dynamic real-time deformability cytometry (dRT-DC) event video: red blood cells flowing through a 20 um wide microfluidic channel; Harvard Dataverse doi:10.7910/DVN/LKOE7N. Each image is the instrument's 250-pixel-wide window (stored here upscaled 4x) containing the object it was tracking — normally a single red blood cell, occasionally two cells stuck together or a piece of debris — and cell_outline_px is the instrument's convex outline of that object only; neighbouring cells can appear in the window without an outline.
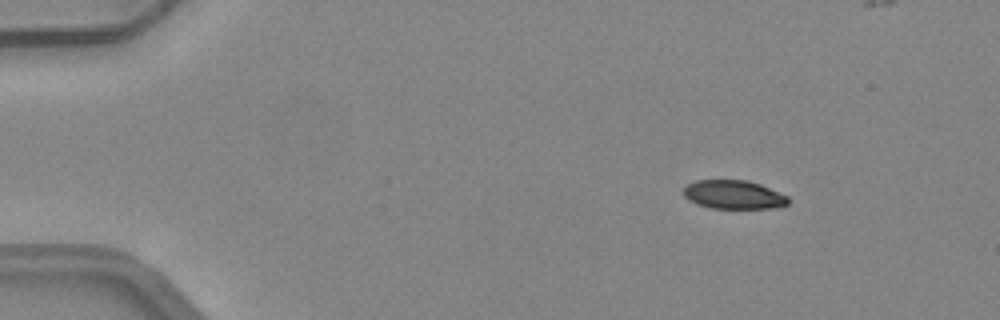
{"species": "common noctule bat (a hibernating species)", "species_latin": "Nyctalus noctula", "temperature_condition": "warm", "stored_images_in_passage": 5, "camera_frame_rate_fps": 3000, "um_per_image_px": 0.085, "animal": {"sex": "female", "body_mass_g": 24.6, "forearm_length_mm": 56.2}, "frame": {"image": 1, "passage_image": 1, "time_ms": 0.0, "image_size_px": [1000, 320], "cell_outline_px": [[788, 204], [776, 208], [712, 208], [696, 204], [688, 200], [684, 196], [684, 188], [688, 184], [696, 180], [744, 180], [760, 184], [788, 196]], "centroid_in_image_um": [62.35, 16.55], "position_along_channel_um": 22.7, "area_um2": 17.46}}